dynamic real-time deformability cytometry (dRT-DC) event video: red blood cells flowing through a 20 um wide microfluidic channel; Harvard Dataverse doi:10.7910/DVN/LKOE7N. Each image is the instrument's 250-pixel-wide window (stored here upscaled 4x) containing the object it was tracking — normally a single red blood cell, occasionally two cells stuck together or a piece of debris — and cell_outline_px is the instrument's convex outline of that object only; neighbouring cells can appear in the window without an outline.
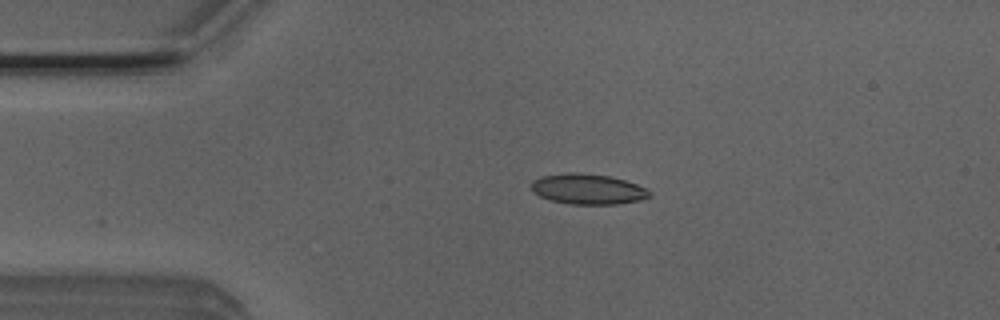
{"species": "Egyptian fruit bat (a non-hibernating species)", "species_latin": "Rousettus aegyptiacus", "temperature_condition": "room temperature", "stored_images_in_passage": 3, "camera_frame_rate_fps": 3000, "um_per_image_px": 0.085, "animal": {"sex": "male"}, "frame": {"image": 1, "passage_image": 2, "time_ms": 0.333, "image_size_px": [1000, 320], "cell_outline_px": [[652, 196], [640, 200], [616, 204], [568, 204], [552, 200], [540, 196], [532, 188], [532, 180], [544, 176], [568, 172], [576, 172], [608, 176], [624, 180], [636, 184], [652, 192]], "centroid_in_image_um": [50.0, 16.07], "position_along_channel_um": 35.0, "area_um2": 20.69}}